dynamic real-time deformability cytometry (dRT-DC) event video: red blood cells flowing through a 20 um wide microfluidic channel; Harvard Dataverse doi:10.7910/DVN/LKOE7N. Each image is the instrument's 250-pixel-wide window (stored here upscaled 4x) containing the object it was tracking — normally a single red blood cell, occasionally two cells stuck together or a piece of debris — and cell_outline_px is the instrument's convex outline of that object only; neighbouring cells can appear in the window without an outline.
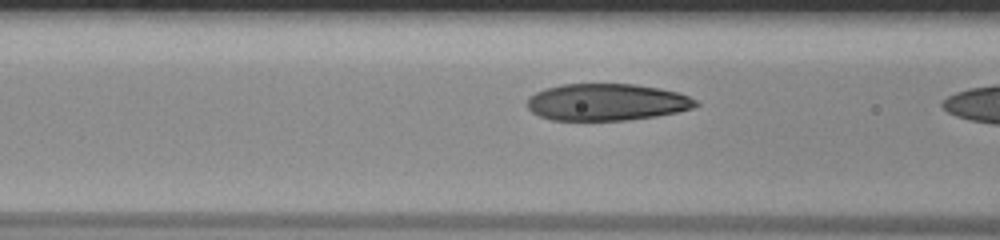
{"species": "human", "species_latin": "Homo sapiens", "temperature_condition": "room temperature", "stored_images_in_passage": 18, "camera_frame_rate_fps": 3000, "um_per_image_px": 0.085, "donor": {"sex": "male"}, "frame": {"image": 1, "passage_image": 17, "time_ms": 5.333, "image_size_px": [1000, 240], "cell_outline_px": [[700, 104], [692, 108], [676, 112], [656, 116], [628, 120], [552, 120], [540, 116], [532, 112], [528, 108], [528, 96], [544, 88], [560, 84], [632, 84], [660, 88], [676, 92], [688, 96], [696, 100]], "centroid_in_image_um": [51.55, 8.68], "position_along_channel_um": 115.1, "area_um2": 36.24}}